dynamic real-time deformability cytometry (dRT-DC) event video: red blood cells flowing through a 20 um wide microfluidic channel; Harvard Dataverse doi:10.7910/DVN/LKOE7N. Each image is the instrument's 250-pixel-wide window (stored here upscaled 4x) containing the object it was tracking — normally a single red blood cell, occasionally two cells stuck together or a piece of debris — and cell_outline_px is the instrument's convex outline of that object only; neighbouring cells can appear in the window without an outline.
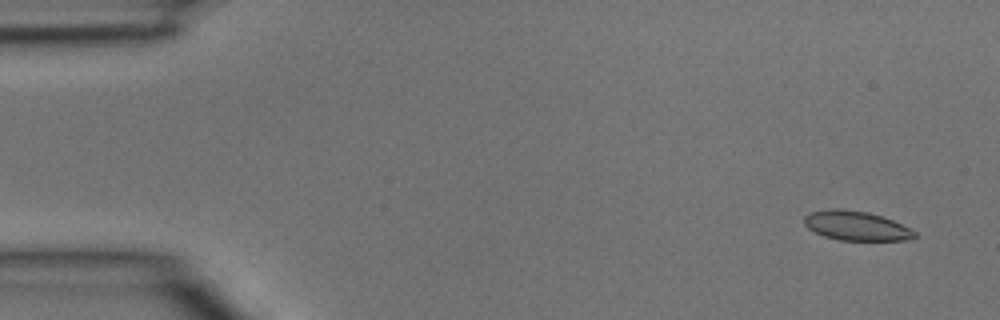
{"species": "common noctule bat (a hibernating species)", "species_latin": "Nyctalus noctula", "temperature_condition": "room temperature", "stored_images_in_passage": 4, "camera_frame_rate_fps": 3000, "um_per_image_px": 0.085, "animal": {"sex": "male", "body_mass_g": 15.6}, "frame": {"image": 1, "passage_image": 1, "time_ms": 0.0, "image_size_px": [1000, 320], "cell_outline_px": [[916, 236], [908, 240], [840, 240], [824, 236], [808, 228], [804, 224], [804, 216], [808, 212], [828, 208], [840, 208], [868, 212], [892, 220], [916, 232]], "centroid_in_image_um": [72.72, 19.17], "position_along_channel_um": 12.3, "area_um2": 18.84}}
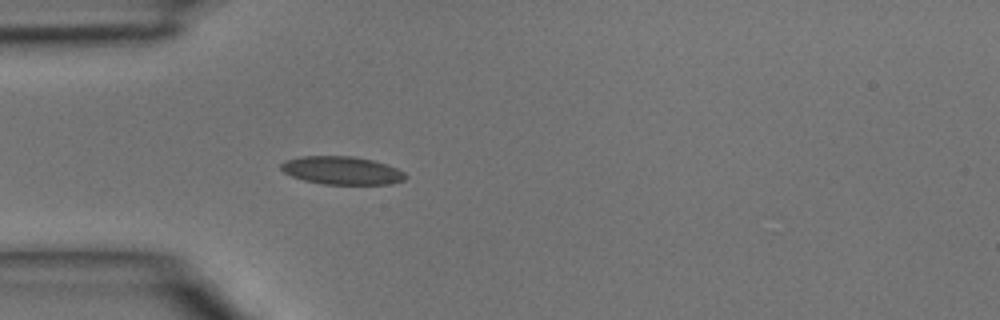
{"frame": {"image": 2, "passage_image": 4, "time_ms": 1.0, "image_size_px": [1000, 320], "cell_outline_px": [[408, 176], [404, 180], [392, 184], [324, 184], [304, 180], [292, 176], [284, 172], [280, 168], [280, 164], [284, 160], [300, 156], [352, 156], [372, 160], [396, 168], [404, 172]], "centroid_in_image_um": [29.04, 14.49], "position_along_channel_um": 56.0, "area_um2": 20.35}}